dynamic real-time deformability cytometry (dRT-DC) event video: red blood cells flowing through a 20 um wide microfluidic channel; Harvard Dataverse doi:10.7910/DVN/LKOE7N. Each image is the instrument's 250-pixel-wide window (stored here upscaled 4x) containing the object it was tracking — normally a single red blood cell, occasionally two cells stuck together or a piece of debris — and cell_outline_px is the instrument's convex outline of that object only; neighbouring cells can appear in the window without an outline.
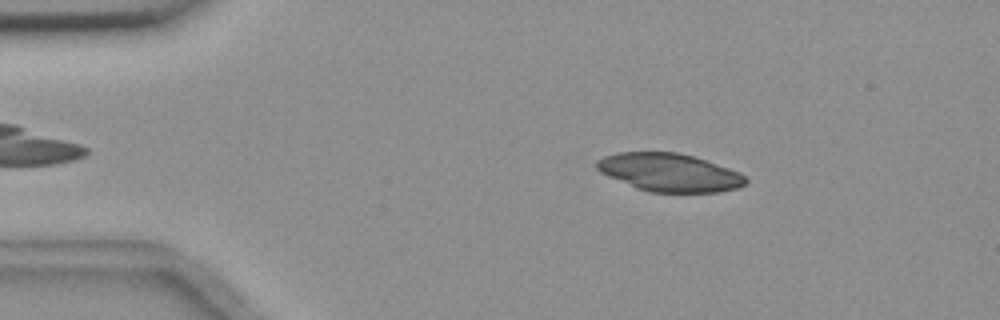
{"species": "common noctule bat (a hibernating species)", "species_latin": "Nyctalus noctula", "temperature_condition": "room temperature", "stored_images_in_passage": 49, "camera_frame_rate_fps": 3000, "um_per_image_px": 0.085, "animal": {"sex": "female", "body_mass_g": 18.4}, "frame": {"image": 1, "passage_image": 4, "time_ms": 1.0, "image_size_px": [1000, 320], "cell_outline_px": [[748, 180], [744, 184], [736, 188], [720, 192], [648, 192], [636, 188], [608, 176], [600, 172], [596, 168], [596, 160], [604, 156], [616, 152], [676, 152], [692, 156], [740, 172]], "centroid_in_image_um": [56.86, 14.66], "position_along_channel_um": 28.1, "area_um2": 32.89}}